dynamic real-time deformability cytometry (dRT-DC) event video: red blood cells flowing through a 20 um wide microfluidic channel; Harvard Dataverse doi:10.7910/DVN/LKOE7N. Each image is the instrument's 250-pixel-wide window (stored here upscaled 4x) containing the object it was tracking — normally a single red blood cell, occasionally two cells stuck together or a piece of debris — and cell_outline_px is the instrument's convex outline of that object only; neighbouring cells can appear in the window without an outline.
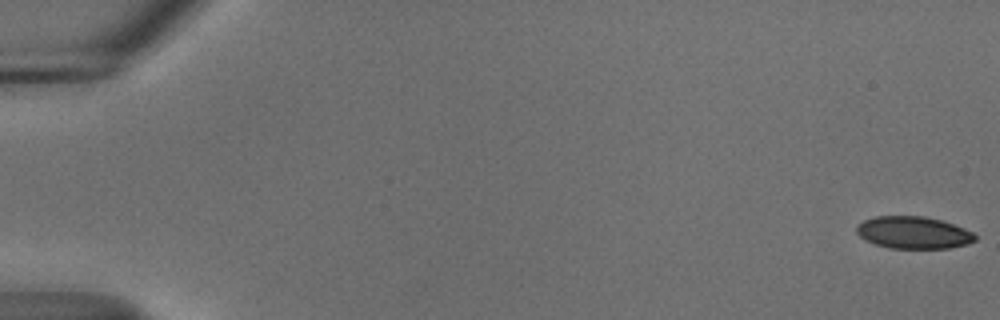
{"species": "common noctule bat (a hibernating species)", "species_latin": "Nyctalus noctula", "temperature_condition": "cold", "stored_images_in_passage": 56, "camera_frame_rate_fps": 3000, "um_per_image_px": 0.085, "animal": {"sex": "male", "body_mass_g": 18.8}, "frame": {"image": 1, "passage_image": 1, "time_ms": 0.0, "image_size_px": [1000, 320], "cell_outline_px": [[976, 240], [968, 244], [948, 248], [888, 248], [864, 240], [856, 232], [856, 228], [864, 220], [876, 216], [924, 216], [940, 220], [964, 228], [972, 232], [976, 236]], "centroid_in_image_um": [77.64, 19.77], "position_along_channel_um": 7.4, "area_um2": 22.14}}
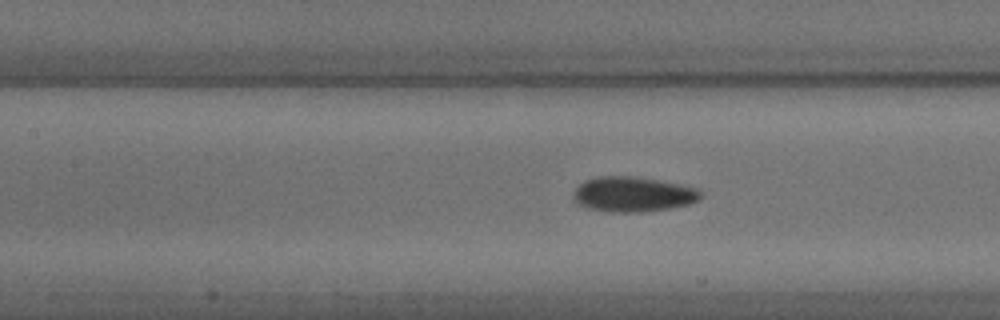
{"frame": {"image": 2, "passage_image": 26, "time_ms": 8.333, "image_size_px": [1000, 320], "cell_outline_px": [[704, 196], [700, 200], [688, 204], [668, 208], [644, 212], [608, 212], [588, 208], [576, 204], [572, 196], [576, 188], [584, 180], [596, 176], [636, 176], [660, 180], [700, 188]], "centroid_in_image_um": [53.82, 16.51], "position_along_channel_um": 153.6, "area_um2": 26.47}}
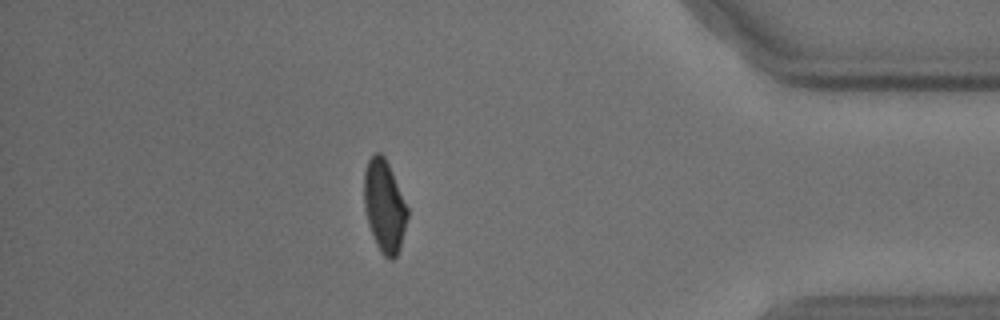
{"frame": {"image": 3, "passage_image": 49, "time_ms": 16.0, "image_size_px": [1000, 320], "cell_outline_px": [[408, 216], [400, 248], [396, 256], [392, 260], [388, 260], [380, 252], [376, 244], [368, 224], [364, 208], [364, 172], [368, 160], [376, 152], [380, 152], [384, 156], [388, 164], [408, 208]], "centroid_in_image_um": [32.66, 17.54], "position_along_channel_um": 402.5, "area_um2": 23.24}, "authors_computed_cell_mechanics": {"area_um2": 24.1893, "velocity_mm_per_s": 3.6881, "shape_relaxation_time_tau1_ms": 3.7221, "shape_relaxation_time_tau2_ms": 1.4329, "deformation_change_tau1": 0.1329, "deformation_change_tau2": 0.0654}}